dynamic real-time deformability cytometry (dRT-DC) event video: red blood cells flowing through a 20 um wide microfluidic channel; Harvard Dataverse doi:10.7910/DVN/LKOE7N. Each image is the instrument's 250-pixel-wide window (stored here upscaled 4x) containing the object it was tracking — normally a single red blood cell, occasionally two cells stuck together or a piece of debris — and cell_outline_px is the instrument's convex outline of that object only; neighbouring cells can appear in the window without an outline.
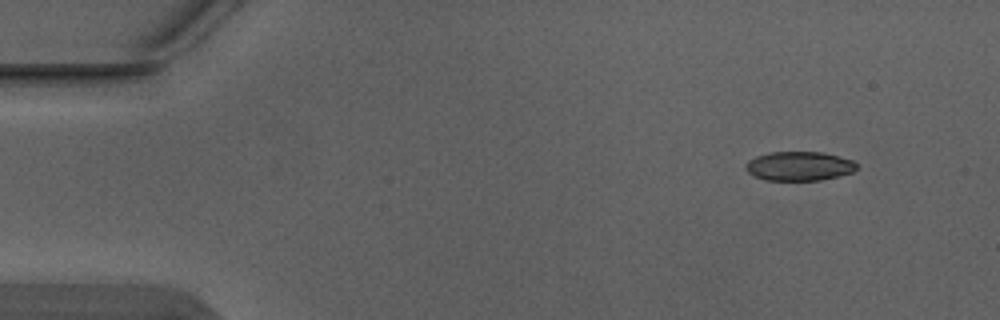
{"species": "Egyptian fruit bat (a non-hibernating species)", "species_latin": "Rousettus aegyptiacus", "temperature_condition": "warm", "stored_images_in_passage": 5, "camera_frame_rate_fps": 3000, "um_per_image_px": 0.085, "animal": {"sex": "male"}, "frame": {"image": 1, "passage_image": 1, "time_ms": 0.0, "image_size_px": [1000, 320], "cell_outline_px": [[856, 168], [852, 172], [820, 180], [764, 180], [748, 172], [744, 168], [744, 164], [748, 160], [756, 156], [768, 152], [824, 152], [852, 160], [856, 164]], "centroid_in_image_um": [67.88, 14.11], "position_along_channel_um": 17.1, "area_um2": 18.79}}
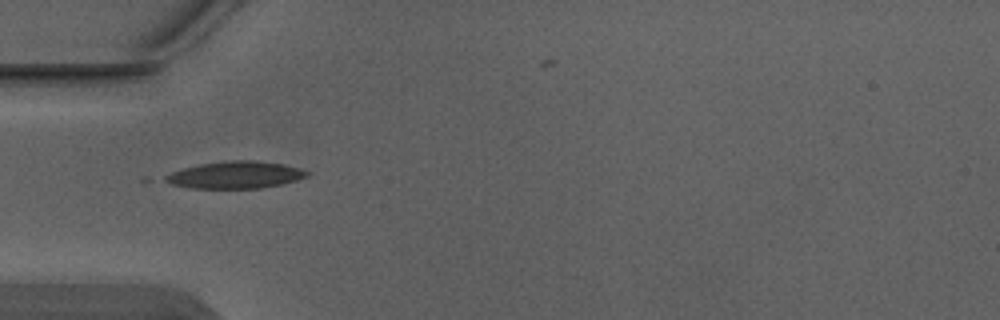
{"frame": {"image": 2, "passage_image": 4, "time_ms": 1.0, "image_size_px": [1000, 320], "cell_outline_px": [[308, 176], [296, 180], [280, 184], [260, 188], [192, 188], [172, 184], [164, 180], [164, 176], [172, 172], [184, 168], [200, 164], [228, 160], [256, 160], [284, 164], [300, 168], [308, 172]], "centroid_in_image_um": [20.02, 14.86], "position_along_channel_um": 65.0, "area_um2": 22.2}}